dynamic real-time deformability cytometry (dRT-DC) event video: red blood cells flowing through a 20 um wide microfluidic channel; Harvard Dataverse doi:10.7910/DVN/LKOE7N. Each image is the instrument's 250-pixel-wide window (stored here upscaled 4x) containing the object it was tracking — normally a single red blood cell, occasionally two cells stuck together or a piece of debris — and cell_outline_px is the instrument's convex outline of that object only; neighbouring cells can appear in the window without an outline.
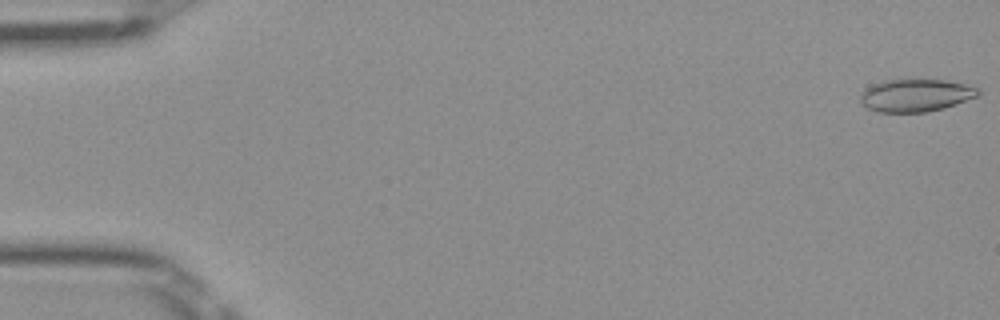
{"species": "Egyptian fruit bat (a non-hibernating species)", "species_latin": "Rousettus aegyptiacus", "temperature_condition": "room temperature", "stored_images_in_passage": 51, "camera_frame_rate_fps": 3000, "um_per_image_px": 0.085, "frame": {"image": 1, "passage_image": 1, "time_ms": 0.0, "image_size_px": [1000, 320], "cell_outline_px": [[980, 92], [976, 96], [956, 104], [944, 108], [928, 112], [876, 112], [860, 104], [860, 96], [872, 84], [884, 80], [944, 80], [980, 88]], "centroid_in_image_um": [77.81, 8.12], "position_along_channel_um": 7.2, "area_um2": 22.2}}
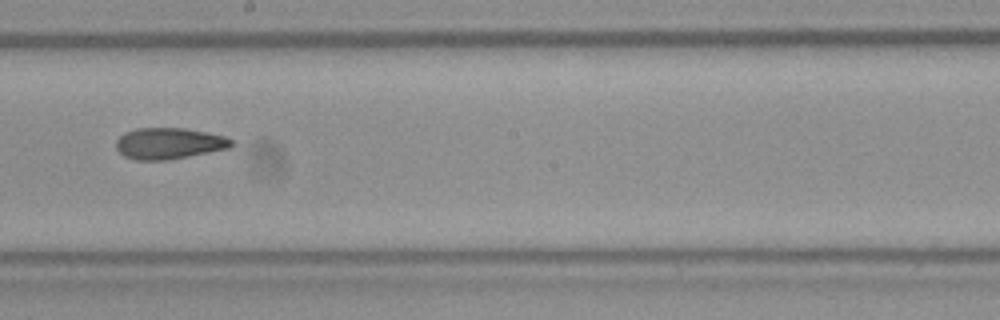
{"frame": {"image": 2, "passage_image": 29, "time_ms": 9.333, "image_size_px": [1000, 320], "cell_outline_px": [[232, 148], [168, 160], [132, 160], [124, 156], [116, 148], [116, 140], [124, 132], [136, 128], [184, 128], [224, 136], [232, 140]], "centroid_in_image_um": [14.34, 12.2], "position_along_channel_um": 233.9, "area_um2": 21.1}}
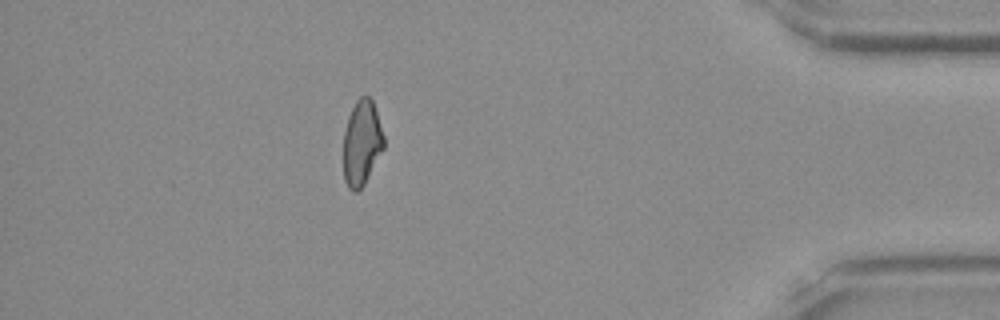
{"frame": {"image": 3, "passage_image": 45, "time_ms": 14.667, "image_size_px": [1000, 320], "cell_outline_px": [[384, 148], [364, 184], [356, 192], [352, 192], [348, 188], [344, 180], [344, 132], [348, 116], [356, 100], [360, 96], [368, 96], [372, 100], [384, 136]], "centroid_in_image_um": [30.74, 12.15], "position_along_channel_um": 404.5, "area_um2": 19.94}, "authors_computed_cell_mechanics": {"area_um2": 21.2704, "velocity_mm_per_s": 4.037, "shape_relaxation_time_tau1_ms": null, "shape_relaxation_time_tau2_ms": 4.5204, "deformation_change_tau1": null, "deformation_change_tau2": 0.116}}